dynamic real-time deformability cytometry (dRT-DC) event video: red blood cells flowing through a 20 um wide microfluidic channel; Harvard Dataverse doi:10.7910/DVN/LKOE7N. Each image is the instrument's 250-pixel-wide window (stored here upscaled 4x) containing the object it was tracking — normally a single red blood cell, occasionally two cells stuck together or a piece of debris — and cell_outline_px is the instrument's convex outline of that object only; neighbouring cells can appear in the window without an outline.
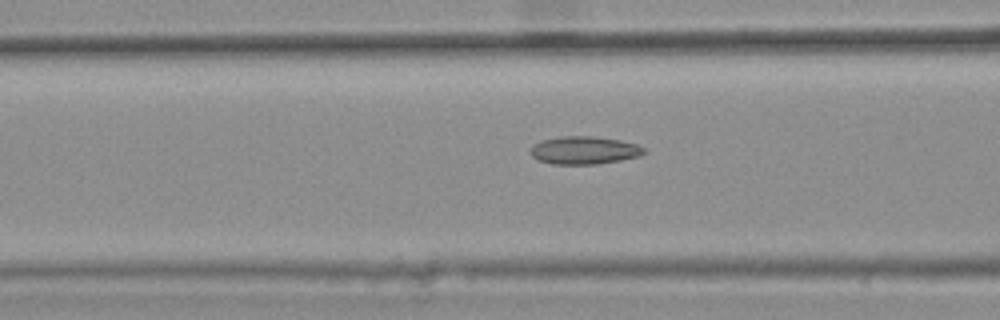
{"species": "common noctule bat (a hibernating species)", "species_latin": "Nyctalus noctula", "temperature_condition": "warm", "stored_images_in_passage": 16, "camera_frame_rate_fps": 3000, "um_per_image_px": 0.085, "animal": {"sex": "female", "body_mass_g": 25.1}, "frame": {"image": 1, "passage_image": 10, "time_ms": 3.0, "image_size_px": [1000, 320], "cell_outline_px": [[648, 152], [640, 156], [620, 160], [596, 164], [552, 164], [540, 160], [532, 156], [528, 152], [528, 148], [532, 144], [540, 140], [560, 136], [592, 136], [620, 140], [636, 144], [644, 148]], "centroid_in_image_um": [49.62, 12.76], "position_along_channel_um": 117.0, "area_um2": 18.67}}
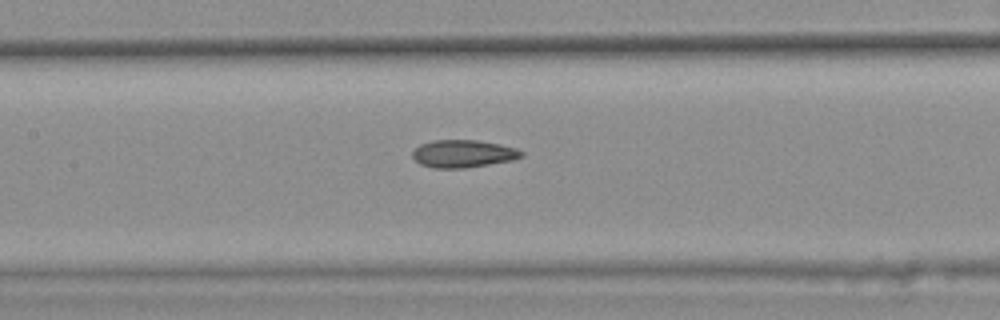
{"frame": {"image": 2, "passage_image": 14, "time_ms": 4.333, "image_size_px": [1000, 320], "cell_outline_px": [[524, 156], [512, 160], [464, 168], [432, 168], [420, 164], [412, 156], [412, 152], [420, 144], [432, 140], [476, 140], [500, 144], [516, 148], [524, 152]], "centroid_in_image_um": [39.37, 13.06], "position_along_channel_um": 168.0, "area_um2": 17.51}}